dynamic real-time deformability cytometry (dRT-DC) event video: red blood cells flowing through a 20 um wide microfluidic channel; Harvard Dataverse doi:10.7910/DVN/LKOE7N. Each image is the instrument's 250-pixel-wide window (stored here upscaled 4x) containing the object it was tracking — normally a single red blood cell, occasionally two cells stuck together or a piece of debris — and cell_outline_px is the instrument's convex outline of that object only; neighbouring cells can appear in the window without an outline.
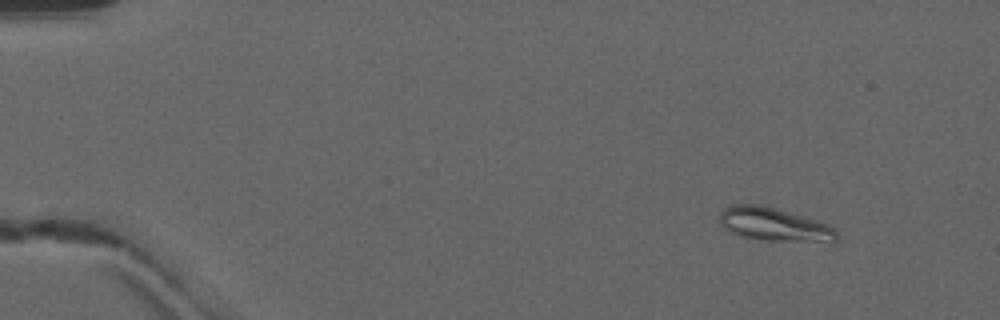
{"species": "common noctule bat (a hibernating species)", "species_latin": "Nyctalus noctula", "temperature_condition": "warm", "stored_images_in_passage": 51, "camera_frame_rate_fps": 3000, "um_per_image_px": 0.085, "animal": {"sex": "male", "forearm_length_mm": 52.5}, "frame": {"image": 1, "passage_image": 6, "time_ms": 1.667, "image_size_px": [1000, 320], "cell_outline_px": [[836, 240], [832, 244], [764, 240], [740, 236], [728, 232], [720, 224], [720, 212], [728, 204], [764, 204], [808, 216], [828, 224], [836, 232]], "centroid_in_image_um": [65.84, 19.08], "position_along_channel_um": 19.2, "area_um2": 23.81}}
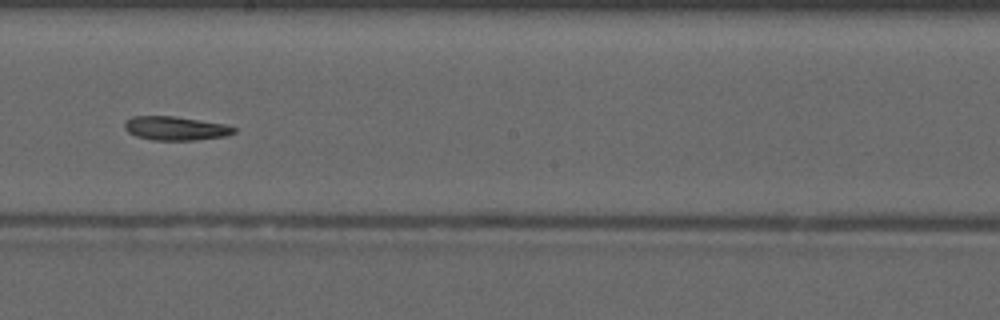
{"frame": {"image": 2, "passage_image": 30, "time_ms": 9.667, "image_size_px": [1000, 320], "cell_outline_px": [[236, 132], [224, 136], [196, 140], [152, 140], [136, 136], [128, 132], [124, 128], [124, 120], [132, 116], [176, 116], [224, 124], [236, 128]], "centroid_in_image_um": [14.88, 10.9], "position_along_channel_um": 233.3, "area_um2": 15.26}}
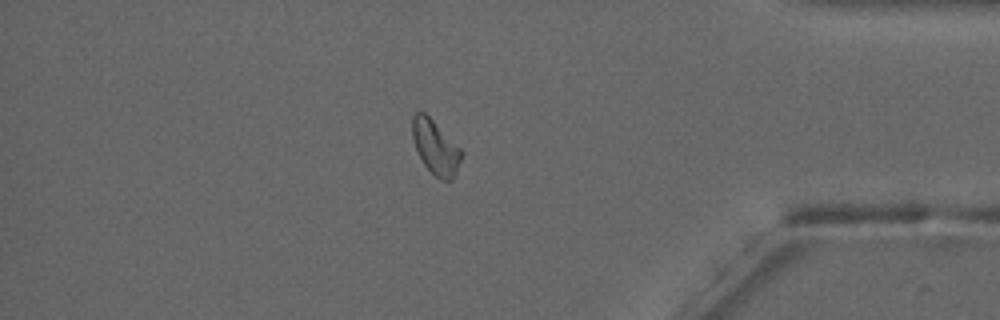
{"frame": {"image": 3, "passage_image": 44, "time_ms": 14.333, "image_size_px": [1000, 320], "cell_outline_px": [[464, 152], [456, 172], [452, 180], [440, 180], [424, 164], [416, 148], [412, 136], [412, 116], [416, 112], [424, 112]], "centroid_in_image_um": [37.02, 12.52], "position_along_channel_um": 398.2, "area_um2": 15.14}, "authors_computed_cell_mechanics": {"area_um2": 16.0684, "velocity_mm_per_s": 4.1435, "shape_relaxation_time_tau1_ms": null, "shape_relaxation_time_tau2_ms": 4.2592, "deformation_change_tau1": null, "deformation_change_tau2": 0.1077}}